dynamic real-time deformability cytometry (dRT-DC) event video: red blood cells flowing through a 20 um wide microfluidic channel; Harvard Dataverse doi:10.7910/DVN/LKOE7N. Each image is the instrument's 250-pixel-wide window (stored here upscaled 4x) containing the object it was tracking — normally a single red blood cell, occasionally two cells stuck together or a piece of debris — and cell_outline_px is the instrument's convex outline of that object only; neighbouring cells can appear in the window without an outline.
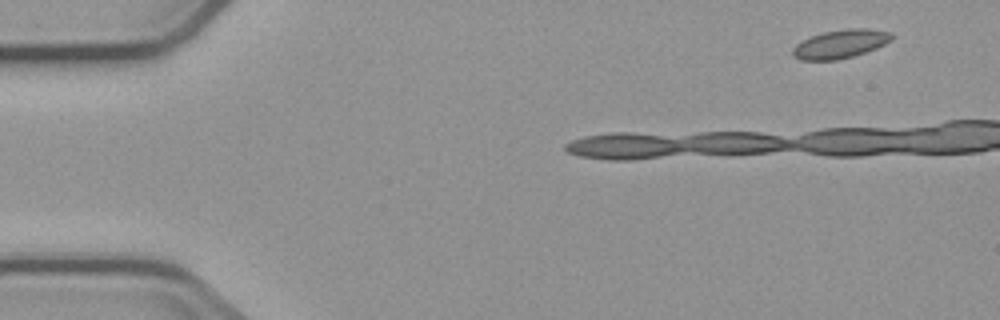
{"species": "common noctule bat (a hibernating species)", "species_latin": "Nyctalus noctula", "temperature_condition": "cold", "stored_images_in_passage": 5, "camera_frame_rate_fps": 3000, "um_per_image_px": 0.085, "animal": {"sex": "male", "body_mass_g": 23.1, "forearm_length_mm": 52.7}, "frame": {"image": 1, "passage_image": 1, "time_ms": 0.0, "image_size_px": [1000, 320], "cell_outline_px": [[896, 36], [892, 40], [876, 48], [852, 56], [836, 60], [800, 60], [792, 56], [792, 48], [796, 44], [812, 36], [824, 32], [848, 28], [868, 28], [892, 32]], "centroid_in_image_um": [71.46, 3.73], "position_along_channel_um": 13.5, "area_um2": 16.53}}